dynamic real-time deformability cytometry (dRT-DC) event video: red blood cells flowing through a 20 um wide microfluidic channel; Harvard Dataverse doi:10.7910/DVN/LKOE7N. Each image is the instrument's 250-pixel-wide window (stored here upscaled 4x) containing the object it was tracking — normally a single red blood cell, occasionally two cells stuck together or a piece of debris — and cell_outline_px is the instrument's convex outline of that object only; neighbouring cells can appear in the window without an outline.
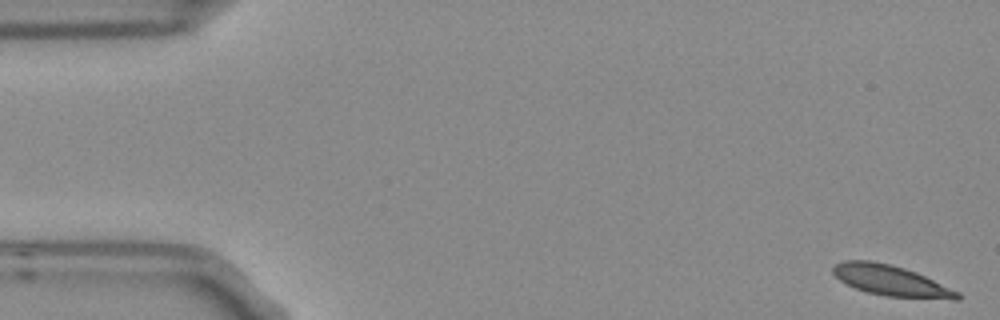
{"species": "Egyptian fruit bat (a non-hibernating species)", "species_latin": "Rousettus aegyptiacus", "temperature_condition": "room temperature", "stored_images_in_passage": 5, "camera_frame_rate_fps": 3000, "um_per_image_px": 0.085, "frame": {"image": 1, "passage_image": 1, "time_ms": 0.0, "image_size_px": [1000, 320], "cell_outline_px": [[960, 300], [956, 300], [884, 296], [868, 292], [856, 288], [840, 280], [832, 272], [832, 268], [836, 264], [844, 260], [868, 260], [892, 264], [916, 272], [960, 292]], "centroid_in_image_um": [75.76, 23.85], "position_along_channel_um": 9.2, "area_um2": 22.14}}
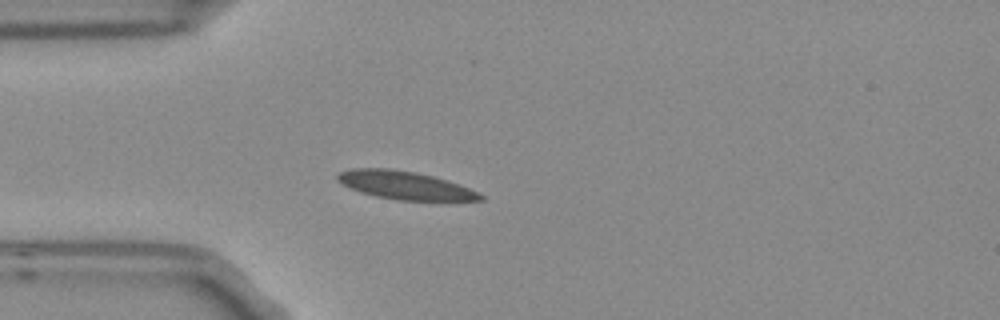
{"frame": {"image": 2, "passage_image": 5, "time_ms": 1.333, "image_size_px": [1000, 320], "cell_outline_px": [[484, 200], [396, 200], [376, 196], [360, 192], [348, 188], [336, 180], [336, 176], [340, 172], [352, 168], [388, 168], [416, 172], [432, 176], [460, 184], [484, 196]], "centroid_in_image_um": [34.36, 15.74], "position_along_channel_um": 50.6, "area_um2": 23.29}}